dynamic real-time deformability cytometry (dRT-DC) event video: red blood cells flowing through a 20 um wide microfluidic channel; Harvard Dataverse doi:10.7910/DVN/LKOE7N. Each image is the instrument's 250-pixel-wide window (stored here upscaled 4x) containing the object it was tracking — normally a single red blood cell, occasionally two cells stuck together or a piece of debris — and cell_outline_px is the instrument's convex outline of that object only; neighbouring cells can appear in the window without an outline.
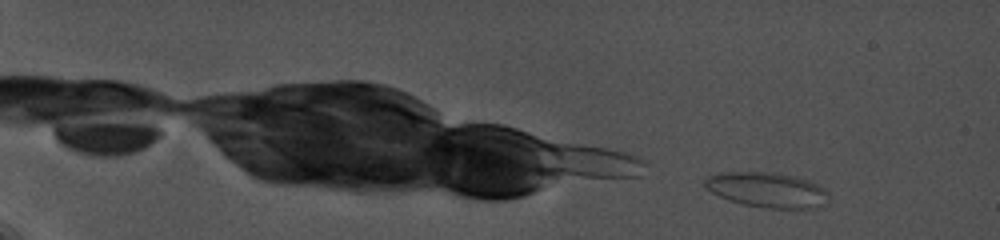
{"species": "common noctule bat (a hibernating species)", "species_latin": "Nyctalus noctula", "temperature_condition": "cold", "stored_images_in_passage": 65, "camera_frame_rate_fps": 5000, "um_per_image_px": 0.085, "animal": {"sex": "female", "body_mass_g": 19.0, "forearm_length_mm": 56.7}, "frame": {"image": 1, "passage_image": 5, "time_ms": 1.2, "image_size_px": [1000, 240], "cell_outline_px": [[828, 204], [812, 208], [768, 208], [744, 204], [728, 200], [712, 192], [704, 184], [704, 180], [708, 176], [720, 172], [776, 172], [796, 176], [808, 180], [824, 188], [828, 192]], "centroid_in_image_um": [65.24, 16.13], "position_along_channel_um": 19.8, "area_um2": 25.37}}
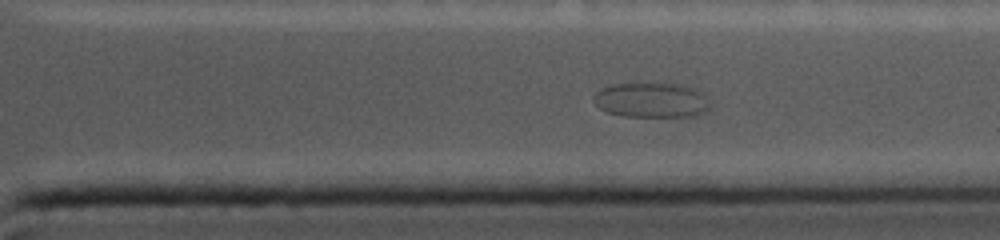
{"frame": {"image": 2, "passage_image": 56, "time_ms": 16.8, "image_size_px": [1000, 240], "cell_outline_px": [[712, 108], [696, 116], [624, 116], [608, 112], [600, 108], [592, 100], [592, 96], [600, 88], [612, 84], [664, 80], [668, 80], [704, 92], [712, 104]], "centroid_in_image_um": [55.42, 8.45], "position_along_channel_um": 356.0, "area_um2": 24.91}}
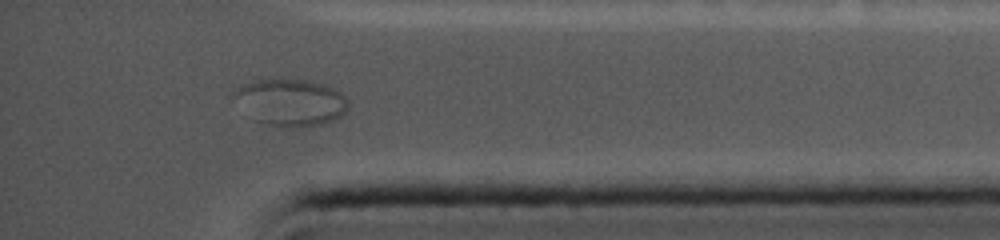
{"frame": {"image": 3, "passage_image": 62, "time_ms": 18.4, "image_size_px": [1000, 240], "cell_outline_px": [[348, 112], [336, 120], [320, 124], [296, 128], [292, 128], [268, 124], [252, 120], [232, 96], [236, 88], [240, 84], [256, 80], [308, 80], [324, 84], [340, 92], [348, 100]], "centroid_in_image_um": [24.71, 8.71], "position_along_channel_um": 410.5, "area_um2": 31.39}}